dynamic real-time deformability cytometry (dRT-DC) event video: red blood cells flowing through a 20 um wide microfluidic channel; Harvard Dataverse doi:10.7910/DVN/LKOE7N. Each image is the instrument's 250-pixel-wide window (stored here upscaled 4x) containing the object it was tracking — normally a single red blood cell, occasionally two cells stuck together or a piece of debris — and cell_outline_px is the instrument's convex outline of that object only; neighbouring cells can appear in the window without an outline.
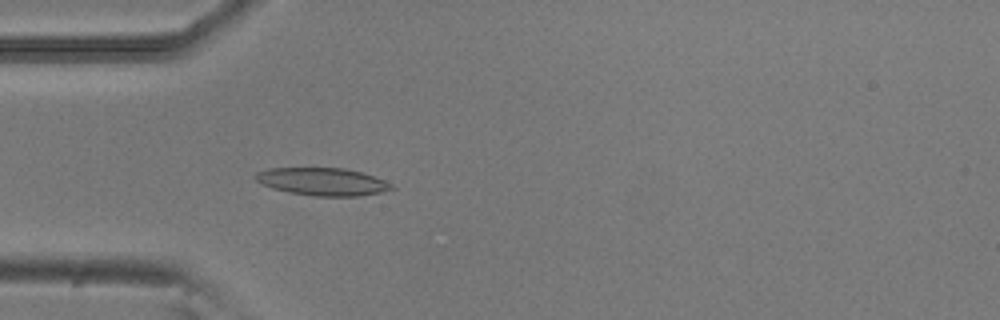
{"species": "common noctule bat (a hibernating species)", "species_latin": "Nyctalus noctula", "temperature_condition": "room temperature", "stored_images_in_passage": 4, "camera_frame_rate_fps": 3000, "um_per_image_px": 0.085, "animal": {"sex": "male", "body_mass_g": 20.5, "forearm_length_mm": 52.5}, "frame": {"image": 1, "passage_image": 4, "time_ms": 1.0, "image_size_px": [1000, 320], "cell_outline_px": [[396, 188], [380, 192], [360, 196], [312, 196], [288, 192], [272, 188], [260, 184], [252, 176], [256, 172], [268, 168], [344, 168], [360, 172], [384, 180], [392, 184]], "centroid_in_image_um": [27.36, 15.44], "position_along_channel_um": 57.6, "area_um2": 22.02}}